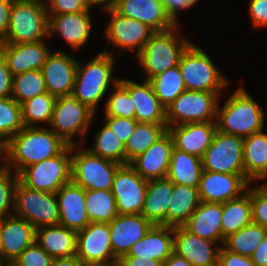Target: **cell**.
<instances>
[{"mask_svg":"<svg viewBox=\"0 0 267 266\" xmlns=\"http://www.w3.org/2000/svg\"><path fill=\"white\" fill-rule=\"evenodd\" d=\"M46 40L0 44V54L5 60L12 76L29 70H41L51 50Z\"/></svg>","mask_w":267,"mask_h":266,"instance_id":"cell-22","label":"cell"},{"mask_svg":"<svg viewBox=\"0 0 267 266\" xmlns=\"http://www.w3.org/2000/svg\"><path fill=\"white\" fill-rule=\"evenodd\" d=\"M18 178L30 189L56 193L71 182V145H67L57 156L23 168Z\"/></svg>","mask_w":267,"mask_h":266,"instance_id":"cell-9","label":"cell"},{"mask_svg":"<svg viewBox=\"0 0 267 266\" xmlns=\"http://www.w3.org/2000/svg\"><path fill=\"white\" fill-rule=\"evenodd\" d=\"M55 194L58 200L60 225L78 232L90 224L83 187L71 181Z\"/></svg>","mask_w":267,"mask_h":266,"instance_id":"cell-26","label":"cell"},{"mask_svg":"<svg viewBox=\"0 0 267 266\" xmlns=\"http://www.w3.org/2000/svg\"><path fill=\"white\" fill-rule=\"evenodd\" d=\"M179 23L171 29L154 32L136 57L145 74L146 79L163 73L169 68L177 66L183 51L191 43L187 37L180 35Z\"/></svg>","mask_w":267,"mask_h":266,"instance_id":"cell-4","label":"cell"},{"mask_svg":"<svg viewBox=\"0 0 267 266\" xmlns=\"http://www.w3.org/2000/svg\"><path fill=\"white\" fill-rule=\"evenodd\" d=\"M19 181L18 174L0 165V221L14 212L15 188Z\"/></svg>","mask_w":267,"mask_h":266,"instance_id":"cell-45","label":"cell"},{"mask_svg":"<svg viewBox=\"0 0 267 266\" xmlns=\"http://www.w3.org/2000/svg\"><path fill=\"white\" fill-rule=\"evenodd\" d=\"M250 182L244 174H225L202 170L199 184L200 201L224 203L240 197Z\"/></svg>","mask_w":267,"mask_h":266,"instance_id":"cell-17","label":"cell"},{"mask_svg":"<svg viewBox=\"0 0 267 266\" xmlns=\"http://www.w3.org/2000/svg\"><path fill=\"white\" fill-rule=\"evenodd\" d=\"M67 145L49 127H23L4 145L2 164L18 174L29 165L57 156Z\"/></svg>","mask_w":267,"mask_h":266,"instance_id":"cell-1","label":"cell"},{"mask_svg":"<svg viewBox=\"0 0 267 266\" xmlns=\"http://www.w3.org/2000/svg\"><path fill=\"white\" fill-rule=\"evenodd\" d=\"M35 242L53 258L76 255L77 232L60 224L36 229Z\"/></svg>","mask_w":267,"mask_h":266,"instance_id":"cell-31","label":"cell"},{"mask_svg":"<svg viewBox=\"0 0 267 266\" xmlns=\"http://www.w3.org/2000/svg\"><path fill=\"white\" fill-rule=\"evenodd\" d=\"M23 127L21 105L12 97L0 98V142L3 146Z\"/></svg>","mask_w":267,"mask_h":266,"instance_id":"cell-43","label":"cell"},{"mask_svg":"<svg viewBox=\"0 0 267 266\" xmlns=\"http://www.w3.org/2000/svg\"><path fill=\"white\" fill-rule=\"evenodd\" d=\"M119 83L129 92L135 107L134 119L137 122L167 124L166 108L155 95L148 80L136 83L129 79H119Z\"/></svg>","mask_w":267,"mask_h":266,"instance_id":"cell-24","label":"cell"},{"mask_svg":"<svg viewBox=\"0 0 267 266\" xmlns=\"http://www.w3.org/2000/svg\"><path fill=\"white\" fill-rule=\"evenodd\" d=\"M112 8L124 17L139 20L154 32L177 24L167 13L163 0H116Z\"/></svg>","mask_w":267,"mask_h":266,"instance_id":"cell-21","label":"cell"},{"mask_svg":"<svg viewBox=\"0 0 267 266\" xmlns=\"http://www.w3.org/2000/svg\"><path fill=\"white\" fill-rule=\"evenodd\" d=\"M116 0H89L93 7L102 5L103 8L112 7Z\"/></svg>","mask_w":267,"mask_h":266,"instance_id":"cell-59","label":"cell"},{"mask_svg":"<svg viewBox=\"0 0 267 266\" xmlns=\"http://www.w3.org/2000/svg\"><path fill=\"white\" fill-rule=\"evenodd\" d=\"M85 199L90 223H110L118 215L111 190H85Z\"/></svg>","mask_w":267,"mask_h":266,"instance_id":"cell-38","label":"cell"},{"mask_svg":"<svg viewBox=\"0 0 267 266\" xmlns=\"http://www.w3.org/2000/svg\"><path fill=\"white\" fill-rule=\"evenodd\" d=\"M103 10L110 17L103 34L108 43L116 46L121 53L134 52L136 58L154 31L139 20L120 15L112 7Z\"/></svg>","mask_w":267,"mask_h":266,"instance_id":"cell-12","label":"cell"},{"mask_svg":"<svg viewBox=\"0 0 267 266\" xmlns=\"http://www.w3.org/2000/svg\"><path fill=\"white\" fill-rule=\"evenodd\" d=\"M12 75L0 54V98L11 97Z\"/></svg>","mask_w":267,"mask_h":266,"instance_id":"cell-54","label":"cell"},{"mask_svg":"<svg viewBox=\"0 0 267 266\" xmlns=\"http://www.w3.org/2000/svg\"><path fill=\"white\" fill-rule=\"evenodd\" d=\"M83 147V144L71 145V181L85 190H111L121 164Z\"/></svg>","mask_w":267,"mask_h":266,"instance_id":"cell-6","label":"cell"},{"mask_svg":"<svg viewBox=\"0 0 267 266\" xmlns=\"http://www.w3.org/2000/svg\"><path fill=\"white\" fill-rule=\"evenodd\" d=\"M46 92L41 70H29L12 76L11 97L19 104Z\"/></svg>","mask_w":267,"mask_h":266,"instance_id":"cell-42","label":"cell"},{"mask_svg":"<svg viewBox=\"0 0 267 266\" xmlns=\"http://www.w3.org/2000/svg\"><path fill=\"white\" fill-rule=\"evenodd\" d=\"M104 123L117 135L124 145L127 143L128 138L136 128L137 121L135 119L104 116Z\"/></svg>","mask_w":267,"mask_h":266,"instance_id":"cell-49","label":"cell"},{"mask_svg":"<svg viewBox=\"0 0 267 266\" xmlns=\"http://www.w3.org/2000/svg\"><path fill=\"white\" fill-rule=\"evenodd\" d=\"M221 247L218 242L200 238L183 226L174 227V252L192 266H218Z\"/></svg>","mask_w":267,"mask_h":266,"instance_id":"cell-20","label":"cell"},{"mask_svg":"<svg viewBox=\"0 0 267 266\" xmlns=\"http://www.w3.org/2000/svg\"><path fill=\"white\" fill-rule=\"evenodd\" d=\"M251 25L256 29L267 27V0H248Z\"/></svg>","mask_w":267,"mask_h":266,"instance_id":"cell-50","label":"cell"},{"mask_svg":"<svg viewBox=\"0 0 267 266\" xmlns=\"http://www.w3.org/2000/svg\"><path fill=\"white\" fill-rule=\"evenodd\" d=\"M116 266H163V262L150 258L122 256L118 259Z\"/></svg>","mask_w":267,"mask_h":266,"instance_id":"cell-55","label":"cell"},{"mask_svg":"<svg viewBox=\"0 0 267 266\" xmlns=\"http://www.w3.org/2000/svg\"><path fill=\"white\" fill-rule=\"evenodd\" d=\"M198 188L173 184L167 209V226H183L200 204Z\"/></svg>","mask_w":267,"mask_h":266,"instance_id":"cell-34","label":"cell"},{"mask_svg":"<svg viewBox=\"0 0 267 266\" xmlns=\"http://www.w3.org/2000/svg\"><path fill=\"white\" fill-rule=\"evenodd\" d=\"M25 1L39 2L45 5L49 2V0H25Z\"/></svg>","mask_w":267,"mask_h":266,"instance_id":"cell-60","label":"cell"},{"mask_svg":"<svg viewBox=\"0 0 267 266\" xmlns=\"http://www.w3.org/2000/svg\"><path fill=\"white\" fill-rule=\"evenodd\" d=\"M48 24L45 4L14 0L5 43L19 44L49 39Z\"/></svg>","mask_w":267,"mask_h":266,"instance_id":"cell-7","label":"cell"},{"mask_svg":"<svg viewBox=\"0 0 267 266\" xmlns=\"http://www.w3.org/2000/svg\"><path fill=\"white\" fill-rule=\"evenodd\" d=\"M250 183L252 222L267 229V183L258 186Z\"/></svg>","mask_w":267,"mask_h":266,"instance_id":"cell-46","label":"cell"},{"mask_svg":"<svg viewBox=\"0 0 267 266\" xmlns=\"http://www.w3.org/2000/svg\"><path fill=\"white\" fill-rule=\"evenodd\" d=\"M114 91L109 93L104 106V116H115L134 119L135 107L129 92L118 82L114 86Z\"/></svg>","mask_w":267,"mask_h":266,"instance_id":"cell-44","label":"cell"},{"mask_svg":"<svg viewBox=\"0 0 267 266\" xmlns=\"http://www.w3.org/2000/svg\"><path fill=\"white\" fill-rule=\"evenodd\" d=\"M218 266H256L251 257L232 253L223 246L219 252Z\"/></svg>","mask_w":267,"mask_h":266,"instance_id":"cell-51","label":"cell"},{"mask_svg":"<svg viewBox=\"0 0 267 266\" xmlns=\"http://www.w3.org/2000/svg\"><path fill=\"white\" fill-rule=\"evenodd\" d=\"M256 266H267V235L251 256Z\"/></svg>","mask_w":267,"mask_h":266,"instance_id":"cell-56","label":"cell"},{"mask_svg":"<svg viewBox=\"0 0 267 266\" xmlns=\"http://www.w3.org/2000/svg\"><path fill=\"white\" fill-rule=\"evenodd\" d=\"M163 266H192L191 263L173 252L169 258L163 263Z\"/></svg>","mask_w":267,"mask_h":266,"instance_id":"cell-58","label":"cell"},{"mask_svg":"<svg viewBox=\"0 0 267 266\" xmlns=\"http://www.w3.org/2000/svg\"><path fill=\"white\" fill-rule=\"evenodd\" d=\"M0 261H1V238H0Z\"/></svg>","mask_w":267,"mask_h":266,"instance_id":"cell-62","label":"cell"},{"mask_svg":"<svg viewBox=\"0 0 267 266\" xmlns=\"http://www.w3.org/2000/svg\"><path fill=\"white\" fill-rule=\"evenodd\" d=\"M89 0H49L46 4L48 15L77 13L92 9Z\"/></svg>","mask_w":267,"mask_h":266,"instance_id":"cell-48","label":"cell"},{"mask_svg":"<svg viewBox=\"0 0 267 266\" xmlns=\"http://www.w3.org/2000/svg\"><path fill=\"white\" fill-rule=\"evenodd\" d=\"M149 82L165 108L186 90L179 65L151 78Z\"/></svg>","mask_w":267,"mask_h":266,"instance_id":"cell-39","label":"cell"},{"mask_svg":"<svg viewBox=\"0 0 267 266\" xmlns=\"http://www.w3.org/2000/svg\"><path fill=\"white\" fill-rule=\"evenodd\" d=\"M76 257L85 266H116L109 223H90L77 232Z\"/></svg>","mask_w":267,"mask_h":266,"instance_id":"cell-14","label":"cell"},{"mask_svg":"<svg viewBox=\"0 0 267 266\" xmlns=\"http://www.w3.org/2000/svg\"><path fill=\"white\" fill-rule=\"evenodd\" d=\"M89 150L104 159L126 165L125 145L104 122L95 133L94 145Z\"/></svg>","mask_w":267,"mask_h":266,"instance_id":"cell-41","label":"cell"},{"mask_svg":"<svg viewBox=\"0 0 267 266\" xmlns=\"http://www.w3.org/2000/svg\"><path fill=\"white\" fill-rule=\"evenodd\" d=\"M78 60L66 51H51L41 72L46 90L56 98L72 95Z\"/></svg>","mask_w":267,"mask_h":266,"instance_id":"cell-16","label":"cell"},{"mask_svg":"<svg viewBox=\"0 0 267 266\" xmlns=\"http://www.w3.org/2000/svg\"><path fill=\"white\" fill-rule=\"evenodd\" d=\"M243 142L244 138L216 130L202 158L203 170L244 174Z\"/></svg>","mask_w":267,"mask_h":266,"instance_id":"cell-13","label":"cell"},{"mask_svg":"<svg viewBox=\"0 0 267 266\" xmlns=\"http://www.w3.org/2000/svg\"><path fill=\"white\" fill-rule=\"evenodd\" d=\"M174 143L168 131L129 164L145 180L166 178Z\"/></svg>","mask_w":267,"mask_h":266,"instance_id":"cell-25","label":"cell"},{"mask_svg":"<svg viewBox=\"0 0 267 266\" xmlns=\"http://www.w3.org/2000/svg\"><path fill=\"white\" fill-rule=\"evenodd\" d=\"M53 257L36 242L27 247L11 264L12 266H51Z\"/></svg>","mask_w":267,"mask_h":266,"instance_id":"cell-47","label":"cell"},{"mask_svg":"<svg viewBox=\"0 0 267 266\" xmlns=\"http://www.w3.org/2000/svg\"><path fill=\"white\" fill-rule=\"evenodd\" d=\"M244 176L250 183H267V133L264 129L244 138Z\"/></svg>","mask_w":267,"mask_h":266,"instance_id":"cell-30","label":"cell"},{"mask_svg":"<svg viewBox=\"0 0 267 266\" xmlns=\"http://www.w3.org/2000/svg\"><path fill=\"white\" fill-rule=\"evenodd\" d=\"M94 117L95 113L73 95L62 96L56 98L48 127L68 145L86 144ZM75 135L81 140L76 142Z\"/></svg>","mask_w":267,"mask_h":266,"instance_id":"cell-8","label":"cell"},{"mask_svg":"<svg viewBox=\"0 0 267 266\" xmlns=\"http://www.w3.org/2000/svg\"><path fill=\"white\" fill-rule=\"evenodd\" d=\"M36 229L59 224L58 200L55 193L30 189L18 181L15 188L14 212Z\"/></svg>","mask_w":267,"mask_h":266,"instance_id":"cell-11","label":"cell"},{"mask_svg":"<svg viewBox=\"0 0 267 266\" xmlns=\"http://www.w3.org/2000/svg\"><path fill=\"white\" fill-rule=\"evenodd\" d=\"M266 235V228L252 222L225 238L223 247L232 253L251 257Z\"/></svg>","mask_w":267,"mask_h":266,"instance_id":"cell-37","label":"cell"},{"mask_svg":"<svg viewBox=\"0 0 267 266\" xmlns=\"http://www.w3.org/2000/svg\"><path fill=\"white\" fill-rule=\"evenodd\" d=\"M174 252V227L153 225L124 256L150 258L165 262Z\"/></svg>","mask_w":267,"mask_h":266,"instance_id":"cell-28","label":"cell"},{"mask_svg":"<svg viewBox=\"0 0 267 266\" xmlns=\"http://www.w3.org/2000/svg\"><path fill=\"white\" fill-rule=\"evenodd\" d=\"M3 144L0 142V161L3 160Z\"/></svg>","mask_w":267,"mask_h":266,"instance_id":"cell-61","label":"cell"},{"mask_svg":"<svg viewBox=\"0 0 267 266\" xmlns=\"http://www.w3.org/2000/svg\"><path fill=\"white\" fill-rule=\"evenodd\" d=\"M13 1L14 0H0V44L5 43L7 38Z\"/></svg>","mask_w":267,"mask_h":266,"instance_id":"cell-52","label":"cell"},{"mask_svg":"<svg viewBox=\"0 0 267 266\" xmlns=\"http://www.w3.org/2000/svg\"><path fill=\"white\" fill-rule=\"evenodd\" d=\"M216 130V122L186 123L167 128L173 139L174 148L201 159L212 143Z\"/></svg>","mask_w":267,"mask_h":266,"instance_id":"cell-27","label":"cell"},{"mask_svg":"<svg viewBox=\"0 0 267 266\" xmlns=\"http://www.w3.org/2000/svg\"><path fill=\"white\" fill-rule=\"evenodd\" d=\"M153 224L142 214H118L110 223L111 245L114 256L119 259L141 240Z\"/></svg>","mask_w":267,"mask_h":266,"instance_id":"cell-23","label":"cell"},{"mask_svg":"<svg viewBox=\"0 0 267 266\" xmlns=\"http://www.w3.org/2000/svg\"><path fill=\"white\" fill-rule=\"evenodd\" d=\"M55 101L56 97L46 92L21 103L24 127H40L43 123L48 126L53 114Z\"/></svg>","mask_w":267,"mask_h":266,"instance_id":"cell-40","label":"cell"},{"mask_svg":"<svg viewBox=\"0 0 267 266\" xmlns=\"http://www.w3.org/2000/svg\"><path fill=\"white\" fill-rule=\"evenodd\" d=\"M1 263L11 265L16 258L35 242L36 228L15 214L0 221Z\"/></svg>","mask_w":267,"mask_h":266,"instance_id":"cell-18","label":"cell"},{"mask_svg":"<svg viewBox=\"0 0 267 266\" xmlns=\"http://www.w3.org/2000/svg\"><path fill=\"white\" fill-rule=\"evenodd\" d=\"M113 53L106 48L84 65L78 60L72 95L95 114L99 103L111 91L110 86L114 87L120 79L113 77L116 63Z\"/></svg>","mask_w":267,"mask_h":266,"instance_id":"cell-2","label":"cell"},{"mask_svg":"<svg viewBox=\"0 0 267 266\" xmlns=\"http://www.w3.org/2000/svg\"><path fill=\"white\" fill-rule=\"evenodd\" d=\"M167 132V124L137 122L136 128L125 144L126 164L144 153Z\"/></svg>","mask_w":267,"mask_h":266,"instance_id":"cell-36","label":"cell"},{"mask_svg":"<svg viewBox=\"0 0 267 266\" xmlns=\"http://www.w3.org/2000/svg\"><path fill=\"white\" fill-rule=\"evenodd\" d=\"M148 181L130 164L121 165L115 174L111 192L116 200L118 214H141Z\"/></svg>","mask_w":267,"mask_h":266,"instance_id":"cell-15","label":"cell"},{"mask_svg":"<svg viewBox=\"0 0 267 266\" xmlns=\"http://www.w3.org/2000/svg\"><path fill=\"white\" fill-rule=\"evenodd\" d=\"M48 16L49 38L57 33L72 51H78L88 42L94 23L90 10Z\"/></svg>","mask_w":267,"mask_h":266,"instance_id":"cell-19","label":"cell"},{"mask_svg":"<svg viewBox=\"0 0 267 266\" xmlns=\"http://www.w3.org/2000/svg\"><path fill=\"white\" fill-rule=\"evenodd\" d=\"M221 217L222 236L227 238L243 227L252 223V204L250 199V184L247 191L240 197L222 203Z\"/></svg>","mask_w":267,"mask_h":266,"instance_id":"cell-35","label":"cell"},{"mask_svg":"<svg viewBox=\"0 0 267 266\" xmlns=\"http://www.w3.org/2000/svg\"><path fill=\"white\" fill-rule=\"evenodd\" d=\"M222 212V203L201 201L183 227L200 238L218 242L223 246L225 239L222 236Z\"/></svg>","mask_w":267,"mask_h":266,"instance_id":"cell-29","label":"cell"},{"mask_svg":"<svg viewBox=\"0 0 267 266\" xmlns=\"http://www.w3.org/2000/svg\"><path fill=\"white\" fill-rule=\"evenodd\" d=\"M200 1V0H199ZM165 8L169 16L176 22L179 23L178 13L180 10H186L194 7L198 0H163Z\"/></svg>","mask_w":267,"mask_h":266,"instance_id":"cell-53","label":"cell"},{"mask_svg":"<svg viewBox=\"0 0 267 266\" xmlns=\"http://www.w3.org/2000/svg\"><path fill=\"white\" fill-rule=\"evenodd\" d=\"M224 92L185 90L167 108V128L196 122H216L217 106Z\"/></svg>","mask_w":267,"mask_h":266,"instance_id":"cell-10","label":"cell"},{"mask_svg":"<svg viewBox=\"0 0 267 266\" xmlns=\"http://www.w3.org/2000/svg\"><path fill=\"white\" fill-rule=\"evenodd\" d=\"M51 266H85L76 255L54 258Z\"/></svg>","mask_w":267,"mask_h":266,"instance_id":"cell-57","label":"cell"},{"mask_svg":"<svg viewBox=\"0 0 267 266\" xmlns=\"http://www.w3.org/2000/svg\"><path fill=\"white\" fill-rule=\"evenodd\" d=\"M244 86L238 88L226 99L223 107L218 103L216 128L218 131L246 138L265 126L264 108L250 96Z\"/></svg>","mask_w":267,"mask_h":266,"instance_id":"cell-3","label":"cell"},{"mask_svg":"<svg viewBox=\"0 0 267 266\" xmlns=\"http://www.w3.org/2000/svg\"><path fill=\"white\" fill-rule=\"evenodd\" d=\"M173 192V183L166 177L149 180L141 214L153 225L167 226V209Z\"/></svg>","mask_w":267,"mask_h":266,"instance_id":"cell-32","label":"cell"},{"mask_svg":"<svg viewBox=\"0 0 267 266\" xmlns=\"http://www.w3.org/2000/svg\"><path fill=\"white\" fill-rule=\"evenodd\" d=\"M211 59L203 48L191 41L181 54L178 63L186 90L224 92L230 85V79Z\"/></svg>","mask_w":267,"mask_h":266,"instance_id":"cell-5","label":"cell"},{"mask_svg":"<svg viewBox=\"0 0 267 266\" xmlns=\"http://www.w3.org/2000/svg\"><path fill=\"white\" fill-rule=\"evenodd\" d=\"M202 170L201 158L173 148L167 174L173 184L199 188Z\"/></svg>","mask_w":267,"mask_h":266,"instance_id":"cell-33","label":"cell"}]
</instances>
